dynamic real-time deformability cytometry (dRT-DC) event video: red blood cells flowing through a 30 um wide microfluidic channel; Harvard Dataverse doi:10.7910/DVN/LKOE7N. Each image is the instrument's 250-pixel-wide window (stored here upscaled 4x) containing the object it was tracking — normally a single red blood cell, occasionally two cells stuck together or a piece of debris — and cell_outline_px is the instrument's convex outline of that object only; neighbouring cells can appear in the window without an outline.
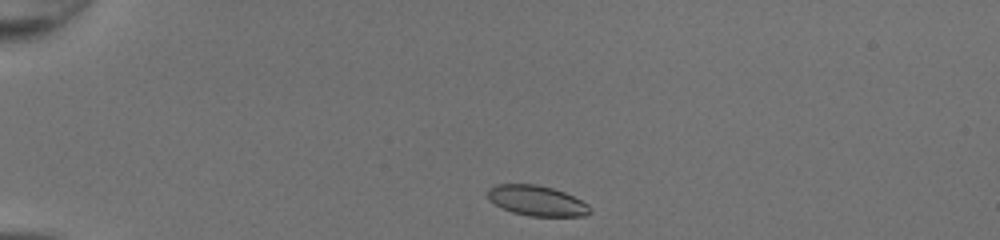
{"species": "common noctule bat (a hibernating species)", "species_latin": "Nyctalus noctula", "temperature_condition": "room temperature", "stored_images_in_passage": 38, "camera_frame_rate_fps": 3000, "um_per_image_px": 0.085, "animal": {"sex": "female", "body_mass_g": 20.0, "forearm_length_mm": 54.0}, "frame": {"image": 1, "passage_image": 1, "time_ms": 0.0, "image_size_px": [1000, 240], "cell_outline_px": [[592, 212], [584, 216], [528, 216], [512, 212], [488, 200], [488, 188], [496, 184], [536, 184], [552, 188], [564, 192], [588, 204], [592, 208]], "centroid_in_image_um": [45.64, 17.06], "position_along_channel_um": 39.4, "area_um2": 18.03}}
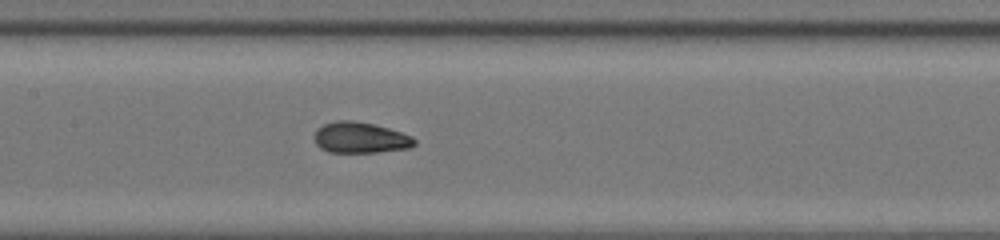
{"frame": {"image": 2, "passage_image": 15, "time_ms": 4.667, "image_size_px": [1000, 240], "cell_outline_px": [[416, 144], [408, 148], [376, 152], [328, 152], [320, 148], [316, 144], [316, 128], [324, 124], [336, 120], [352, 120], [372, 124], [388, 128], [412, 136], [416, 140]], "centroid_in_image_um": [30.62, 11.7], "position_along_channel_um": 176.8, "area_um2": 17.92}}
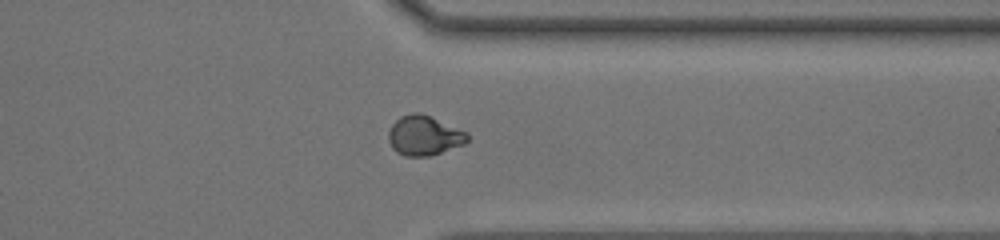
{"frame": {"image": 3, "passage_image": 29, "time_ms": 9.333, "image_size_px": [1000, 240], "cell_outline_px": [[468, 140], [464, 144], [428, 156], [404, 156], [396, 152], [392, 148], [388, 140], [388, 132], [392, 124], [400, 116], [412, 112], [420, 112], [468, 132]], "centroid_in_image_um": [36.02, 11.51], "position_along_channel_um": 375.4, "area_um2": 18.26}, "authors_computed_cell_mechanics": {"area_um2": 18.0336, "velocity_mm_per_s": 4.2707, "shape_relaxation_time_tau1_ms": 6.5714, "shape_relaxation_time_tau2_ms": null, "deformation_change_tau1": 0.2373, "deformation_change_tau2": null}}